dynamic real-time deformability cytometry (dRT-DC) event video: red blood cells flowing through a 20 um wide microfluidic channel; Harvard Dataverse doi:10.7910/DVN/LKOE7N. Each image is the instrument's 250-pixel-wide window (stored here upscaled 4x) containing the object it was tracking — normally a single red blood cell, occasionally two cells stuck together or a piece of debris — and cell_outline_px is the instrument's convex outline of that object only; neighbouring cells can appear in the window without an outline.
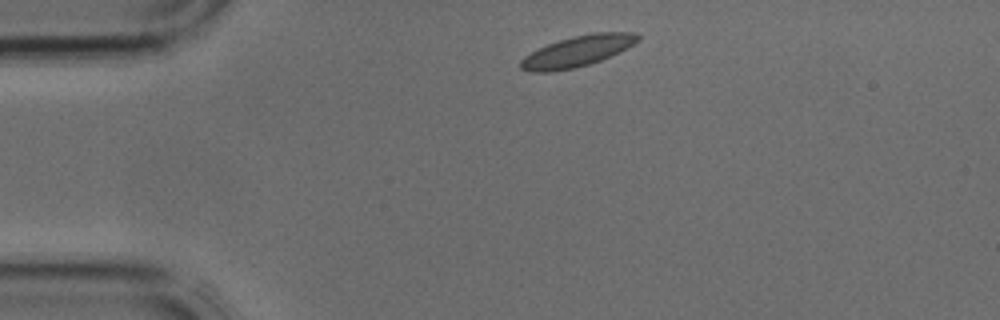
{"species": "common noctule bat (a hibernating species)", "species_latin": "Nyctalus noctula", "temperature_condition": "cold", "stored_images_in_passage": 3, "camera_frame_rate_fps": 3000, "um_per_image_px": 0.085, "animal": {"sex": "male", "body_mass_g": 17.9, "forearm_length_mm": 54.2}, "frame": {"image": 1, "passage_image": 1, "time_ms": 0.0, "image_size_px": [1000, 320], "cell_outline_px": [[640, 40], [600, 60], [588, 64], [572, 68], [548, 72], [528, 72], [520, 68], [520, 60], [524, 56], [548, 44], [572, 36], [596, 32], [636, 32], [640, 36]], "centroid_in_image_um": [49.04, 4.35], "position_along_channel_um": 36.0, "area_um2": 20.63}}